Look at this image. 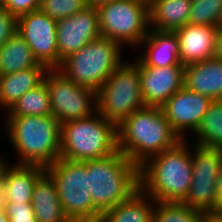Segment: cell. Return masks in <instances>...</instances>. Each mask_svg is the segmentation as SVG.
Listing matches in <instances>:
<instances>
[{
  "mask_svg": "<svg viewBox=\"0 0 222 222\" xmlns=\"http://www.w3.org/2000/svg\"><path fill=\"white\" fill-rule=\"evenodd\" d=\"M1 125L15 154L8 162L46 169L60 158L61 123L55 116H3Z\"/></svg>",
  "mask_w": 222,
  "mask_h": 222,
  "instance_id": "obj_1",
  "label": "cell"
},
{
  "mask_svg": "<svg viewBox=\"0 0 222 222\" xmlns=\"http://www.w3.org/2000/svg\"><path fill=\"white\" fill-rule=\"evenodd\" d=\"M192 143L176 146L150 157L139 167L140 188L157 202H183L193 178Z\"/></svg>",
  "mask_w": 222,
  "mask_h": 222,
  "instance_id": "obj_2",
  "label": "cell"
},
{
  "mask_svg": "<svg viewBox=\"0 0 222 222\" xmlns=\"http://www.w3.org/2000/svg\"><path fill=\"white\" fill-rule=\"evenodd\" d=\"M118 150L138 167L150 157L176 146L182 139L161 107L144 106L117 126Z\"/></svg>",
  "mask_w": 222,
  "mask_h": 222,
  "instance_id": "obj_3",
  "label": "cell"
},
{
  "mask_svg": "<svg viewBox=\"0 0 222 222\" xmlns=\"http://www.w3.org/2000/svg\"><path fill=\"white\" fill-rule=\"evenodd\" d=\"M82 163L88 171V192L101 215L140 188L139 167L119 150Z\"/></svg>",
  "mask_w": 222,
  "mask_h": 222,
  "instance_id": "obj_4",
  "label": "cell"
},
{
  "mask_svg": "<svg viewBox=\"0 0 222 222\" xmlns=\"http://www.w3.org/2000/svg\"><path fill=\"white\" fill-rule=\"evenodd\" d=\"M117 150V126L98 111L88 118L61 124L60 158L83 162L106 157Z\"/></svg>",
  "mask_w": 222,
  "mask_h": 222,
  "instance_id": "obj_5",
  "label": "cell"
},
{
  "mask_svg": "<svg viewBox=\"0 0 222 222\" xmlns=\"http://www.w3.org/2000/svg\"><path fill=\"white\" fill-rule=\"evenodd\" d=\"M125 51L114 40L100 37L64 59L57 70L78 86L98 92L129 56Z\"/></svg>",
  "mask_w": 222,
  "mask_h": 222,
  "instance_id": "obj_6",
  "label": "cell"
},
{
  "mask_svg": "<svg viewBox=\"0 0 222 222\" xmlns=\"http://www.w3.org/2000/svg\"><path fill=\"white\" fill-rule=\"evenodd\" d=\"M97 11L102 37L119 43L130 55L149 34L148 0H112Z\"/></svg>",
  "mask_w": 222,
  "mask_h": 222,
  "instance_id": "obj_7",
  "label": "cell"
},
{
  "mask_svg": "<svg viewBox=\"0 0 222 222\" xmlns=\"http://www.w3.org/2000/svg\"><path fill=\"white\" fill-rule=\"evenodd\" d=\"M52 178L65 215L71 222H99L88 192V171L82 162L58 158L45 169Z\"/></svg>",
  "mask_w": 222,
  "mask_h": 222,
  "instance_id": "obj_8",
  "label": "cell"
},
{
  "mask_svg": "<svg viewBox=\"0 0 222 222\" xmlns=\"http://www.w3.org/2000/svg\"><path fill=\"white\" fill-rule=\"evenodd\" d=\"M144 106L139 68L125 59L98 90L97 111L118 126Z\"/></svg>",
  "mask_w": 222,
  "mask_h": 222,
  "instance_id": "obj_9",
  "label": "cell"
},
{
  "mask_svg": "<svg viewBox=\"0 0 222 222\" xmlns=\"http://www.w3.org/2000/svg\"><path fill=\"white\" fill-rule=\"evenodd\" d=\"M44 82L49 92L52 115L61 124L85 119L97 112V92L78 86L59 70L50 69Z\"/></svg>",
  "mask_w": 222,
  "mask_h": 222,
  "instance_id": "obj_10",
  "label": "cell"
},
{
  "mask_svg": "<svg viewBox=\"0 0 222 222\" xmlns=\"http://www.w3.org/2000/svg\"><path fill=\"white\" fill-rule=\"evenodd\" d=\"M57 20L41 10L17 19V33L31 48L36 60L49 69L58 68Z\"/></svg>",
  "mask_w": 222,
  "mask_h": 222,
  "instance_id": "obj_11",
  "label": "cell"
},
{
  "mask_svg": "<svg viewBox=\"0 0 222 222\" xmlns=\"http://www.w3.org/2000/svg\"><path fill=\"white\" fill-rule=\"evenodd\" d=\"M58 67L61 62L102 37L96 7L87 6L73 16L57 21Z\"/></svg>",
  "mask_w": 222,
  "mask_h": 222,
  "instance_id": "obj_12",
  "label": "cell"
},
{
  "mask_svg": "<svg viewBox=\"0 0 222 222\" xmlns=\"http://www.w3.org/2000/svg\"><path fill=\"white\" fill-rule=\"evenodd\" d=\"M212 101L183 86L161 108L173 130L182 140H187L198 128Z\"/></svg>",
  "mask_w": 222,
  "mask_h": 222,
  "instance_id": "obj_13",
  "label": "cell"
},
{
  "mask_svg": "<svg viewBox=\"0 0 222 222\" xmlns=\"http://www.w3.org/2000/svg\"><path fill=\"white\" fill-rule=\"evenodd\" d=\"M132 61L139 68L141 93L145 106L161 107L183 87L184 66H147L134 52ZM134 56V57H133Z\"/></svg>",
  "mask_w": 222,
  "mask_h": 222,
  "instance_id": "obj_14",
  "label": "cell"
},
{
  "mask_svg": "<svg viewBox=\"0 0 222 222\" xmlns=\"http://www.w3.org/2000/svg\"><path fill=\"white\" fill-rule=\"evenodd\" d=\"M179 60L183 66L214 57L217 27L186 24L175 30Z\"/></svg>",
  "mask_w": 222,
  "mask_h": 222,
  "instance_id": "obj_15",
  "label": "cell"
},
{
  "mask_svg": "<svg viewBox=\"0 0 222 222\" xmlns=\"http://www.w3.org/2000/svg\"><path fill=\"white\" fill-rule=\"evenodd\" d=\"M134 53L147 66H183L179 60V41L174 32L150 29Z\"/></svg>",
  "mask_w": 222,
  "mask_h": 222,
  "instance_id": "obj_16",
  "label": "cell"
},
{
  "mask_svg": "<svg viewBox=\"0 0 222 222\" xmlns=\"http://www.w3.org/2000/svg\"><path fill=\"white\" fill-rule=\"evenodd\" d=\"M183 86L212 100H222V60L212 57L184 66Z\"/></svg>",
  "mask_w": 222,
  "mask_h": 222,
  "instance_id": "obj_17",
  "label": "cell"
},
{
  "mask_svg": "<svg viewBox=\"0 0 222 222\" xmlns=\"http://www.w3.org/2000/svg\"><path fill=\"white\" fill-rule=\"evenodd\" d=\"M49 70L40 63L36 67L0 76L1 114L7 112L26 92L42 84Z\"/></svg>",
  "mask_w": 222,
  "mask_h": 222,
  "instance_id": "obj_18",
  "label": "cell"
},
{
  "mask_svg": "<svg viewBox=\"0 0 222 222\" xmlns=\"http://www.w3.org/2000/svg\"><path fill=\"white\" fill-rule=\"evenodd\" d=\"M45 168L35 165H19L6 162L1 174L7 184L8 203H31L36 181Z\"/></svg>",
  "mask_w": 222,
  "mask_h": 222,
  "instance_id": "obj_19",
  "label": "cell"
},
{
  "mask_svg": "<svg viewBox=\"0 0 222 222\" xmlns=\"http://www.w3.org/2000/svg\"><path fill=\"white\" fill-rule=\"evenodd\" d=\"M192 0H148L150 29L174 32L189 23Z\"/></svg>",
  "mask_w": 222,
  "mask_h": 222,
  "instance_id": "obj_20",
  "label": "cell"
},
{
  "mask_svg": "<svg viewBox=\"0 0 222 222\" xmlns=\"http://www.w3.org/2000/svg\"><path fill=\"white\" fill-rule=\"evenodd\" d=\"M31 204L37 222H71L63 211L54 182L46 172L34 185Z\"/></svg>",
  "mask_w": 222,
  "mask_h": 222,
  "instance_id": "obj_21",
  "label": "cell"
},
{
  "mask_svg": "<svg viewBox=\"0 0 222 222\" xmlns=\"http://www.w3.org/2000/svg\"><path fill=\"white\" fill-rule=\"evenodd\" d=\"M155 201L141 188L101 215L99 222H153Z\"/></svg>",
  "mask_w": 222,
  "mask_h": 222,
  "instance_id": "obj_22",
  "label": "cell"
},
{
  "mask_svg": "<svg viewBox=\"0 0 222 222\" xmlns=\"http://www.w3.org/2000/svg\"><path fill=\"white\" fill-rule=\"evenodd\" d=\"M40 64L25 40L16 32L0 48V76Z\"/></svg>",
  "mask_w": 222,
  "mask_h": 222,
  "instance_id": "obj_23",
  "label": "cell"
},
{
  "mask_svg": "<svg viewBox=\"0 0 222 222\" xmlns=\"http://www.w3.org/2000/svg\"><path fill=\"white\" fill-rule=\"evenodd\" d=\"M187 140L205 148L222 150V100L211 102L198 128Z\"/></svg>",
  "mask_w": 222,
  "mask_h": 222,
  "instance_id": "obj_24",
  "label": "cell"
},
{
  "mask_svg": "<svg viewBox=\"0 0 222 222\" xmlns=\"http://www.w3.org/2000/svg\"><path fill=\"white\" fill-rule=\"evenodd\" d=\"M52 115L46 83L29 90L3 115L0 116H48Z\"/></svg>",
  "mask_w": 222,
  "mask_h": 222,
  "instance_id": "obj_25",
  "label": "cell"
},
{
  "mask_svg": "<svg viewBox=\"0 0 222 222\" xmlns=\"http://www.w3.org/2000/svg\"><path fill=\"white\" fill-rule=\"evenodd\" d=\"M222 150L205 148L192 143V179L217 180Z\"/></svg>",
  "mask_w": 222,
  "mask_h": 222,
  "instance_id": "obj_26",
  "label": "cell"
},
{
  "mask_svg": "<svg viewBox=\"0 0 222 222\" xmlns=\"http://www.w3.org/2000/svg\"><path fill=\"white\" fill-rule=\"evenodd\" d=\"M216 181L192 179L188 195L183 204L203 214L217 210Z\"/></svg>",
  "mask_w": 222,
  "mask_h": 222,
  "instance_id": "obj_27",
  "label": "cell"
},
{
  "mask_svg": "<svg viewBox=\"0 0 222 222\" xmlns=\"http://www.w3.org/2000/svg\"><path fill=\"white\" fill-rule=\"evenodd\" d=\"M203 215L182 202L155 201L153 222H202Z\"/></svg>",
  "mask_w": 222,
  "mask_h": 222,
  "instance_id": "obj_28",
  "label": "cell"
},
{
  "mask_svg": "<svg viewBox=\"0 0 222 222\" xmlns=\"http://www.w3.org/2000/svg\"><path fill=\"white\" fill-rule=\"evenodd\" d=\"M222 23V0H192L189 24L218 27Z\"/></svg>",
  "mask_w": 222,
  "mask_h": 222,
  "instance_id": "obj_29",
  "label": "cell"
},
{
  "mask_svg": "<svg viewBox=\"0 0 222 222\" xmlns=\"http://www.w3.org/2000/svg\"><path fill=\"white\" fill-rule=\"evenodd\" d=\"M87 6V0H41L40 10L58 21L73 16Z\"/></svg>",
  "mask_w": 222,
  "mask_h": 222,
  "instance_id": "obj_30",
  "label": "cell"
},
{
  "mask_svg": "<svg viewBox=\"0 0 222 222\" xmlns=\"http://www.w3.org/2000/svg\"><path fill=\"white\" fill-rule=\"evenodd\" d=\"M6 213L9 222H37L31 203H8Z\"/></svg>",
  "mask_w": 222,
  "mask_h": 222,
  "instance_id": "obj_31",
  "label": "cell"
},
{
  "mask_svg": "<svg viewBox=\"0 0 222 222\" xmlns=\"http://www.w3.org/2000/svg\"><path fill=\"white\" fill-rule=\"evenodd\" d=\"M41 0H3L2 7L17 19L27 13L40 10Z\"/></svg>",
  "mask_w": 222,
  "mask_h": 222,
  "instance_id": "obj_32",
  "label": "cell"
},
{
  "mask_svg": "<svg viewBox=\"0 0 222 222\" xmlns=\"http://www.w3.org/2000/svg\"><path fill=\"white\" fill-rule=\"evenodd\" d=\"M17 32V18L0 6V48Z\"/></svg>",
  "mask_w": 222,
  "mask_h": 222,
  "instance_id": "obj_33",
  "label": "cell"
},
{
  "mask_svg": "<svg viewBox=\"0 0 222 222\" xmlns=\"http://www.w3.org/2000/svg\"><path fill=\"white\" fill-rule=\"evenodd\" d=\"M8 205L7 184L5 177L0 174V211H6Z\"/></svg>",
  "mask_w": 222,
  "mask_h": 222,
  "instance_id": "obj_34",
  "label": "cell"
},
{
  "mask_svg": "<svg viewBox=\"0 0 222 222\" xmlns=\"http://www.w3.org/2000/svg\"><path fill=\"white\" fill-rule=\"evenodd\" d=\"M214 57L222 60V23L217 27L216 50Z\"/></svg>",
  "mask_w": 222,
  "mask_h": 222,
  "instance_id": "obj_35",
  "label": "cell"
},
{
  "mask_svg": "<svg viewBox=\"0 0 222 222\" xmlns=\"http://www.w3.org/2000/svg\"><path fill=\"white\" fill-rule=\"evenodd\" d=\"M216 198H217V207L222 202V158L219 168V174L216 181Z\"/></svg>",
  "mask_w": 222,
  "mask_h": 222,
  "instance_id": "obj_36",
  "label": "cell"
},
{
  "mask_svg": "<svg viewBox=\"0 0 222 222\" xmlns=\"http://www.w3.org/2000/svg\"><path fill=\"white\" fill-rule=\"evenodd\" d=\"M202 222H222V216L216 211L206 213L203 215Z\"/></svg>",
  "mask_w": 222,
  "mask_h": 222,
  "instance_id": "obj_37",
  "label": "cell"
},
{
  "mask_svg": "<svg viewBox=\"0 0 222 222\" xmlns=\"http://www.w3.org/2000/svg\"><path fill=\"white\" fill-rule=\"evenodd\" d=\"M8 155H10V153L6 154V151L5 152H3L2 150L0 151V174L2 172L3 167L5 166L6 162L8 161L7 160Z\"/></svg>",
  "mask_w": 222,
  "mask_h": 222,
  "instance_id": "obj_38",
  "label": "cell"
},
{
  "mask_svg": "<svg viewBox=\"0 0 222 222\" xmlns=\"http://www.w3.org/2000/svg\"><path fill=\"white\" fill-rule=\"evenodd\" d=\"M112 0H87L88 6L99 7L102 4L109 3Z\"/></svg>",
  "mask_w": 222,
  "mask_h": 222,
  "instance_id": "obj_39",
  "label": "cell"
},
{
  "mask_svg": "<svg viewBox=\"0 0 222 222\" xmlns=\"http://www.w3.org/2000/svg\"><path fill=\"white\" fill-rule=\"evenodd\" d=\"M0 222H9L6 211H0Z\"/></svg>",
  "mask_w": 222,
  "mask_h": 222,
  "instance_id": "obj_40",
  "label": "cell"
},
{
  "mask_svg": "<svg viewBox=\"0 0 222 222\" xmlns=\"http://www.w3.org/2000/svg\"><path fill=\"white\" fill-rule=\"evenodd\" d=\"M216 212L222 216V202L218 205Z\"/></svg>",
  "mask_w": 222,
  "mask_h": 222,
  "instance_id": "obj_41",
  "label": "cell"
}]
</instances>
